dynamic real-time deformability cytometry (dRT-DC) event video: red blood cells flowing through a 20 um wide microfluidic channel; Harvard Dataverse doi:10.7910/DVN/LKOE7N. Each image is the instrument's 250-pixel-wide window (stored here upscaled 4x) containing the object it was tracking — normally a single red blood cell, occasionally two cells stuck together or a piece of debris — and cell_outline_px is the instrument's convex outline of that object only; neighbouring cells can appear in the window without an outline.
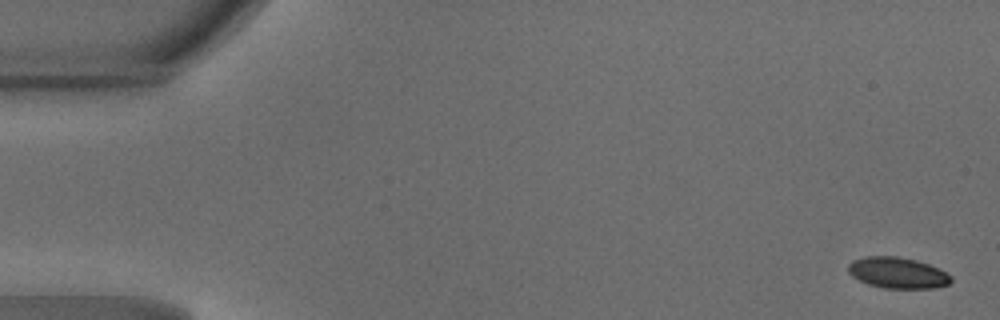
{"species": "common noctule bat (a hibernating species)", "species_latin": "Nyctalus noctula", "temperature_condition": "warm", "stored_images_in_passage": 47, "camera_frame_rate_fps": 3000, "um_per_image_px": 0.085, "animal": {"sex": "male", "body_mass_g": 18.8}, "frame": {"image": 1, "passage_image": 1, "time_ms": 0.0, "image_size_px": [1000, 320], "cell_outline_px": [[952, 280], [948, 284], [932, 288], [884, 288], [868, 284], [852, 276], [848, 272], [848, 264], [852, 260], [864, 256], [900, 256], [916, 260], [928, 264], [952, 276]], "centroid_in_image_um": [76.26, 23.18], "position_along_channel_um": 8.7, "area_um2": 18.55}}
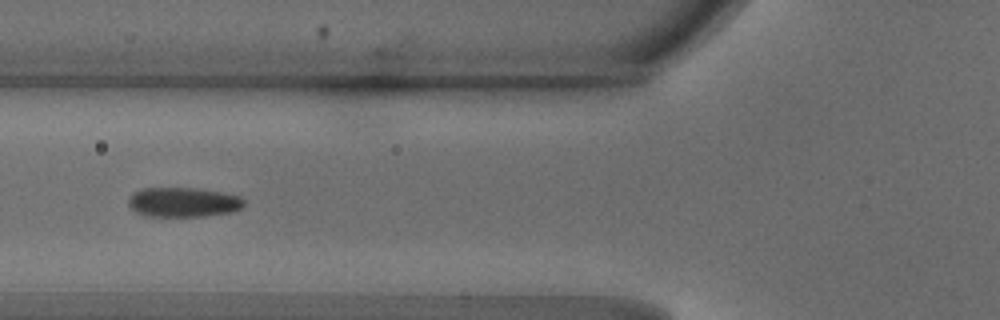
{"frame": {"image": 2, "passage_image": 18, "time_ms": 5.667, "image_size_px": [1000, 320], "cell_outline_px": [[244, 204], [240, 208], [232, 212], [204, 216], [148, 216], [136, 212], [128, 204], [128, 200], [136, 192], [144, 188], [196, 188], [224, 192], [240, 196], [244, 200]], "centroid_in_image_um": [15.62, 17.18], "position_along_channel_um": 110.2, "area_um2": 19.83}}
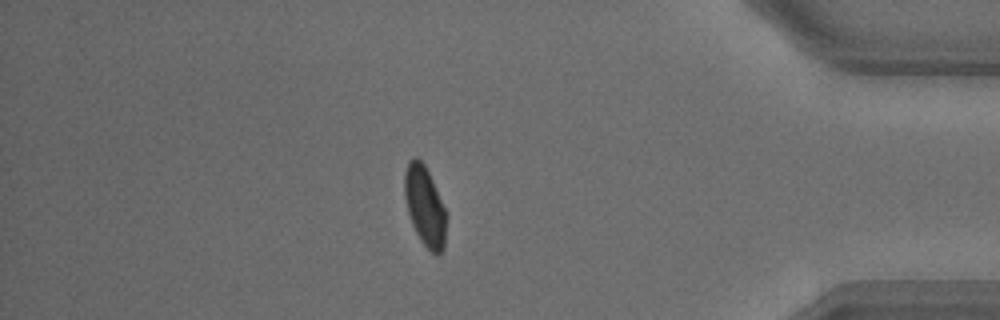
{"frame": {"image": 3, "passage_image": 41, "time_ms": 13.333, "image_size_px": [1000, 320], "cell_outline_px": [[448, 216], [444, 248], [440, 252], [432, 252], [420, 240], [412, 224], [408, 212], [404, 196], [404, 172], [408, 160], [416, 156], [424, 164], [448, 212]], "centroid_in_image_um": [36.13, 17.5], "position_along_channel_um": 399.1, "area_um2": 19.65}, "authors_computed_cell_mechanics": {"area_um2": 20.1144, "velocity_mm_per_s": 4.221, "shape_relaxation_time_tau1_ms": 3.5477, "shape_relaxation_time_tau2_ms": null, "deformation_change_tau1": 0.1276, "deformation_change_tau2": null}}